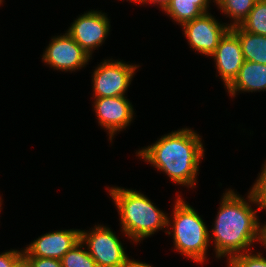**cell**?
Returning <instances> with one entry per match:
<instances>
[{
	"instance_id": "cell-13",
	"label": "cell",
	"mask_w": 266,
	"mask_h": 267,
	"mask_svg": "<svg viewBox=\"0 0 266 267\" xmlns=\"http://www.w3.org/2000/svg\"><path fill=\"white\" fill-rule=\"evenodd\" d=\"M228 90V91H227ZM266 91V65L244 61L234 81L226 88L230 96L237 92Z\"/></svg>"
},
{
	"instance_id": "cell-1",
	"label": "cell",
	"mask_w": 266,
	"mask_h": 267,
	"mask_svg": "<svg viewBox=\"0 0 266 267\" xmlns=\"http://www.w3.org/2000/svg\"><path fill=\"white\" fill-rule=\"evenodd\" d=\"M223 194L209 238L213 237L216 257L228 256V261L233 256L251 250V245L259 241L262 223L256 216V211L260 209L253 210L250 205V202L256 205L250 192L246 197L249 202L232 189H227Z\"/></svg>"
},
{
	"instance_id": "cell-25",
	"label": "cell",
	"mask_w": 266,
	"mask_h": 267,
	"mask_svg": "<svg viewBox=\"0 0 266 267\" xmlns=\"http://www.w3.org/2000/svg\"><path fill=\"white\" fill-rule=\"evenodd\" d=\"M129 267H152L150 264H147V263H143V262H140V261H136V260H132Z\"/></svg>"
},
{
	"instance_id": "cell-15",
	"label": "cell",
	"mask_w": 266,
	"mask_h": 267,
	"mask_svg": "<svg viewBox=\"0 0 266 267\" xmlns=\"http://www.w3.org/2000/svg\"><path fill=\"white\" fill-rule=\"evenodd\" d=\"M230 29L239 37L244 60L266 65V36L247 32L239 25Z\"/></svg>"
},
{
	"instance_id": "cell-23",
	"label": "cell",
	"mask_w": 266,
	"mask_h": 267,
	"mask_svg": "<svg viewBox=\"0 0 266 267\" xmlns=\"http://www.w3.org/2000/svg\"><path fill=\"white\" fill-rule=\"evenodd\" d=\"M171 0H135V3H142V4H155L159 5V8H162V11L166 8V6L170 3Z\"/></svg>"
},
{
	"instance_id": "cell-7",
	"label": "cell",
	"mask_w": 266,
	"mask_h": 267,
	"mask_svg": "<svg viewBox=\"0 0 266 267\" xmlns=\"http://www.w3.org/2000/svg\"><path fill=\"white\" fill-rule=\"evenodd\" d=\"M182 27L190 48L204 56H211L220 39L231 28L229 24H220L209 12L184 23Z\"/></svg>"
},
{
	"instance_id": "cell-21",
	"label": "cell",
	"mask_w": 266,
	"mask_h": 267,
	"mask_svg": "<svg viewBox=\"0 0 266 267\" xmlns=\"http://www.w3.org/2000/svg\"><path fill=\"white\" fill-rule=\"evenodd\" d=\"M23 257V250H9L0 254V267H14Z\"/></svg>"
},
{
	"instance_id": "cell-5",
	"label": "cell",
	"mask_w": 266,
	"mask_h": 267,
	"mask_svg": "<svg viewBox=\"0 0 266 267\" xmlns=\"http://www.w3.org/2000/svg\"><path fill=\"white\" fill-rule=\"evenodd\" d=\"M80 240L97 267H129L130 259L121 243L109 227L95 226L91 231L80 230Z\"/></svg>"
},
{
	"instance_id": "cell-11",
	"label": "cell",
	"mask_w": 266,
	"mask_h": 267,
	"mask_svg": "<svg viewBox=\"0 0 266 267\" xmlns=\"http://www.w3.org/2000/svg\"><path fill=\"white\" fill-rule=\"evenodd\" d=\"M210 57L214 58L217 72L227 88L234 81L245 61L239 37L229 29Z\"/></svg>"
},
{
	"instance_id": "cell-3",
	"label": "cell",
	"mask_w": 266,
	"mask_h": 267,
	"mask_svg": "<svg viewBox=\"0 0 266 267\" xmlns=\"http://www.w3.org/2000/svg\"><path fill=\"white\" fill-rule=\"evenodd\" d=\"M120 215L122 232L138 243L159 229L168 227V215L159 210L146 195L132 189L107 187Z\"/></svg>"
},
{
	"instance_id": "cell-24",
	"label": "cell",
	"mask_w": 266,
	"mask_h": 267,
	"mask_svg": "<svg viewBox=\"0 0 266 267\" xmlns=\"http://www.w3.org/2000/svg\"><path fill=\"white\" fill-rule=\"evenodd\" d=\"M258 242L262 244V246H265L264 248H266V224L260 225Z\"/></svg>"
},
{
	"instance_id": "cell-16",
	"label": "cell",
	"mask_w": 266,
	"mask_h": 267,
	"mask_svg": "<svg viewBox=\"0 0 266 267\" xmlns=\"http://www.w3.org/2000/svg\"><path fill=\"white\" fill-rule=\"evenodd\" d=\"M257 0H218L216 5L224 15L233 19L230 27L240 25L253 9Z\"/></svg>"
},
{
	"instance_id": "cell-20",
	"label": "cell",
	"mask_w": 266,
	"mask_h": 267,
	"mask_svg": "<svg viewBox=\"0 0 266 267\" xmlns=\"http://www.w3.org/2000/svg\"><path fill=\"white\" fill-rule=\"evenodd\" d=\"M261 171L249 192L255 200L257 207L260 210L264 209L266 211V162Z\"/></svg>"
},
{
	"instance_id": "cell-6",
	"label": "cell",
	"mask_w": 266,
	"mask_h": 267,
	"mask_svg": "<svg viewBox=\"0 0 266 267\" xmlns=\"http://www.w3.org/2000/svg\"><path fill=\"white\" fill-rule=\"evenodd\" d=\"M139 65L116 60H104L93 72L94 98L125 96Z\"/></svg>"
},
{
	"instance_id": "cell-8",
	"label": "cell",
	"mask_w": 266,
	"mask_h": 267,
	"mask_svg": "<svg viewBox=\"0 0 266 267\" xmlns=\"http://www.w3.org/2000/svg\"><path fill=\"white\" fill-rule=\"evenodd\" d=\"M51 40L42 55V61L50 67L72 72L88 64L91 56L68 33Z\"/></svg>"
},
{
	"instance_id": "cell-2",
	"label": "cell",
	"mask_w": 266,
	"mask_h": 267,
	"mask_svg": "<svg viewBox=\"0 0 266 267\" xmlns=\"http://www.w3.org/2000/svg\"><path fill=\"white\" fill-rule=\"evenodd\" d=\"M200 137L194 130L182 128L162 136L136 154L166 173L172 182L194 188L205 152Z\"/></svg>"
},
{
	"instance_id": "cell-9",
	"label": "cell",
	"mask_w": 266,
	"mask_h": 267,
	"mask_svg": "<svg viewBox=\"0 0 266 267\" xmlns=\"http://www.w3.org/2000/svg\"><path fill=\"white\" fill-rule=\"evenodd\" d=\"M110 26L105 13L91 10L79 15L66 32L92 57L93 50L104 43Z\"/></svg>"
},
{
	"instance_id": "cell-27",
	"label": "cell",
	"mask_w": 266,
	"mask_h": 267,
	"mask_svg": "<svg viewBox=\"0 0 266 267\" xmlns=\"http://www.w3.org/2000/svg\"><path fill=\"white\" fill-rule=\"evenodd\" d=\"M1 202H2V200H1V197H0V208H1V205H2V203H1ZM0 211H1V209H0Z\"/></svg>"
},
{
	"instance_id": "cell-18",
	"label": "cell",
	"mask_w": 266,
	"mask_h": 267,
	"mask_svg": "<svg viewBox=\"0 0 266 267\" xmlns=\"http://www.w3.org/2000/svg\"><path fill=\"white\" fill-rule=\"evenodd\" d=\"M83 248L80 240L60 259L62 267H97L88 250Z\"/></svg>"
},
{
	"instance_id": "cell-17",
	"label": "cell",
	"mask_w": 266,
	"mask_h": 267,
	"mask_svg": "<svg viewBox=\"0 0 266 267\" xmlns=\"http://www.w3.org/2000/svg\"><path fill=\"white\" fill-rule=\"evenodd\" d=\"M239 26L247 32L266 36V0H257Z\"/></svg>"
},
{
	"instance_id": "cell-26",
	"label": "cell",
	"mask_w": 266,
	"mask_h": 267,
	"mask_svg": "<svg viewBox=\"0 0 266 267\" xmlns=\"http://www.w3.org/2000/svg\"><path fill=\"white\" fill-rule=\"evenodd\" d=\"M14 267H29L27 261L22 257L15 265Z\"/></svg>"
},
{
	"instance_id": "cell-22",
	"label": "cell",
	"mask_w": 266,
	"mask_h": 267,
	"mask_svg": "<svg viewBox=\"0 0 266 267\" xmlns=\"http://www.w3.org/2000/svg\"><path fill=\"white\" fill-rule=\"evenodd\" d=\"M29 267H62L61 261L55 258L23 257Z\"/></svg>"
},
{
	"instance_id": "cell-4",
	"label": "cell",
	"mask_w": 266,
	"mask_h": 267,
	"mask_svg": "<svg viewBox=\"0 0 266 267\" xmlns=\"http://www.w3.org/2000/svg\"><path fill=\"white\" fill-rule=\"evenodd\" d=\"M173 210V221L169 220L170 218L168 217L167 222L168 228L172 226V230L165 231V233L170 235L173 232L175 250L179 251L181 255L192 259L198 264L203 263L207 259V249L212 240L209 238L211 232L208 231L204 220H202L197 211L179 195Z\"/></svg>"
},
{
	"instance_id": "cell-10",
	"label": "cell",
	"mask_w": 266,
	"mask_h": 267,
	"mask_svg": "<svg viewBox=\"0 0 266 267\" xmlns=\"http://www.w3.org/2000/svg\"><path fill=\"white\" fill-rule=\"evenodd\" d=\"M94 110L98 123L108 130L109 139L112 142L117 132L131 124L133 120V105L125 96L94 98Z\"/></svg>"
},
{
	"instance_id": "cell-19",
	"label": "cell",
	"mask_w": 266,
	"mask_h": 267,
	"mask_svg": "<svg viewBox=\"0 0 266 267\" xmlns=\"http://www.w3.org/2000/svg\"><path fill=\"white\" fill-rule=\"evenodd\" d=\"M227 262L228 267H266V258L260 252L257 254L244 252L231 257Z\"/></svg>"
},
{
	"instance_id": "cell-12",
	"label": "cell",
	"mask_w": 266,
	"mask_h": 267,
	"mask_svg": "<svg viewBox=\"0 0 266 267\" xmlns=\"http://www.w3.org/2000/svg\"><path fill=\"white\" fill-rule=\"evenodd\" d=\"M79 241L80 229L49 232L31 242L23 250V257L55 258L60 260Z\"/></svg>"
},
{
	"instance_id": "cell-14",
	"label": "cell",
	"mask_w": 266,
	"mask_h": 267,
	"mask_svg": "<svg viewBox=\"0 0 266 267\" xmlns=\"http://www.w3.org/2000/svg\"><path fill=\"white\" fill-rule=\"evenodd\" d=\"M210 3L211 0H171L163 11L182 26L208 13Z\"/></svg>"
}]
</instances>
